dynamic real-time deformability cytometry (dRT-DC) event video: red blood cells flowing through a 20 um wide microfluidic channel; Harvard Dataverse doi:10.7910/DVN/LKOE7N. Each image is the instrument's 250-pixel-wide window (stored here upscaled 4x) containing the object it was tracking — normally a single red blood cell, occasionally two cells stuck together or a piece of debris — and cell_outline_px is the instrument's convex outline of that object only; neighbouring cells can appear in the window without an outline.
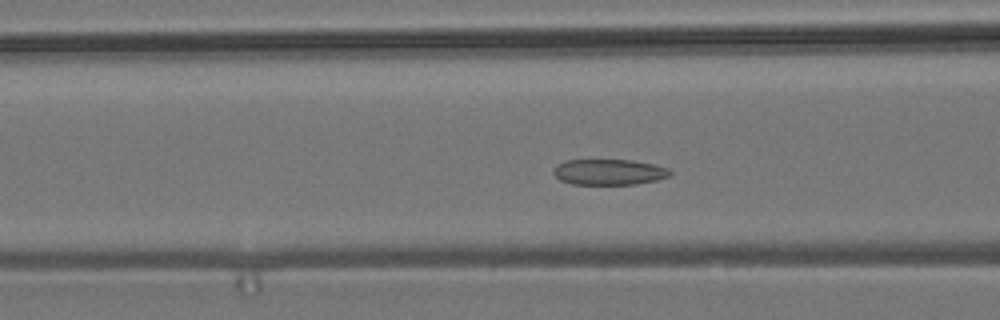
{"species": "common noctule bat (a hibernating species)", "species_latin": "Nyctalus noctula", "temperature_condition": "room temperature", "stored_images_in_passage": 43, "camera_frame_rate_fps": 3000, "um_per_image_px": 0.085, "animal": {"sex": "male", "body_mass_g": 19.2, "forearm_length_mm": 51.8}, "frame": {"image": 1, "passage_image": 10, "time_ms": 3.0, "image_size_px": [1000, 320], "cell_outline_px": [[672, 172], [668, 176], [656, 180], [636, 184], [572, 184], [560, 180], [552, 172], [552, 168], [556, 164], [564, 160], [632, 160], [652, 164], [668, 168]], "centroid_in_image_um": [51.71, 14.61], "position_along_channel_um": 114.9, "area_um2": 17.51}}
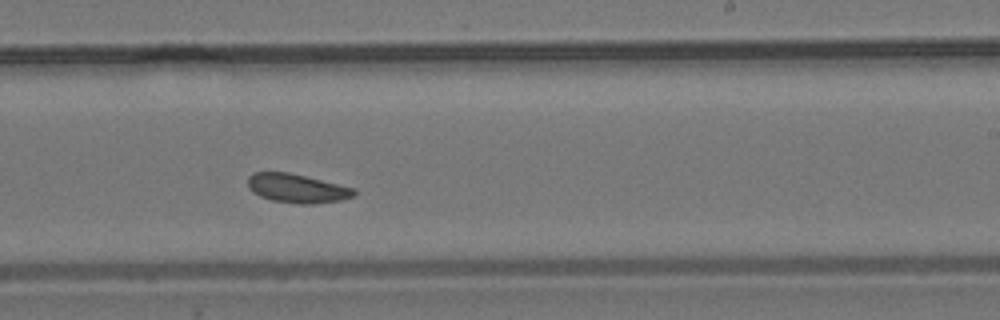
{"frame": {"image": 2, "passage_image": 22, "time_ms": 7.0, "image_size_px": [1000, 320], "cell_outline_px": [[356, 196], [340, 200], [312, 204], [296, 204], [272, 200], [260, 196], [252, 192], [248, 188], [248, 176], [252, 172], [288, 172], [356, 188]], "centroid_in_image_um": [25.25, 16.01], "position_along_channel_um": 263.8, "area_um2": 18.03}}
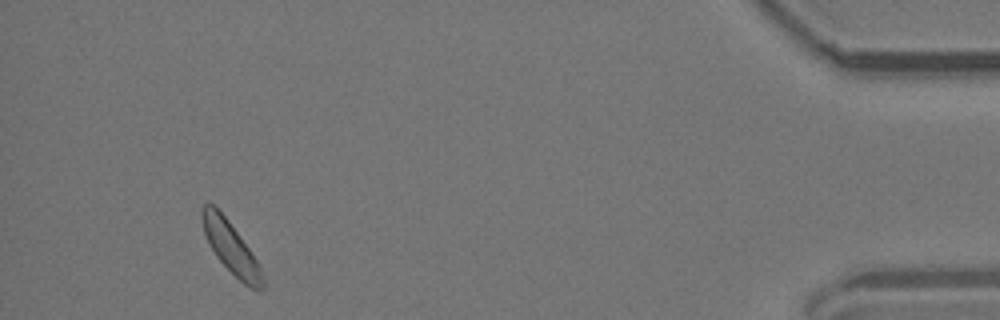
{"frame": {"image": 3, "passage_image": 40, "time_ms": 13.0, "image_size_px": [1000, 320], "cell_outline_px": [[264, 288], [248, 288], [216, 256], [208, 244], [204, 232], [200, 216], [200, 208], [204, 204], [212, 204], [228, 220], [248, 248], [256, 260], [260, 268], [264, 280]], "centroid_in_image_um": [19.58, 21.02], "position_along_channel_um": 415.6, "area_um2": 17.69}}